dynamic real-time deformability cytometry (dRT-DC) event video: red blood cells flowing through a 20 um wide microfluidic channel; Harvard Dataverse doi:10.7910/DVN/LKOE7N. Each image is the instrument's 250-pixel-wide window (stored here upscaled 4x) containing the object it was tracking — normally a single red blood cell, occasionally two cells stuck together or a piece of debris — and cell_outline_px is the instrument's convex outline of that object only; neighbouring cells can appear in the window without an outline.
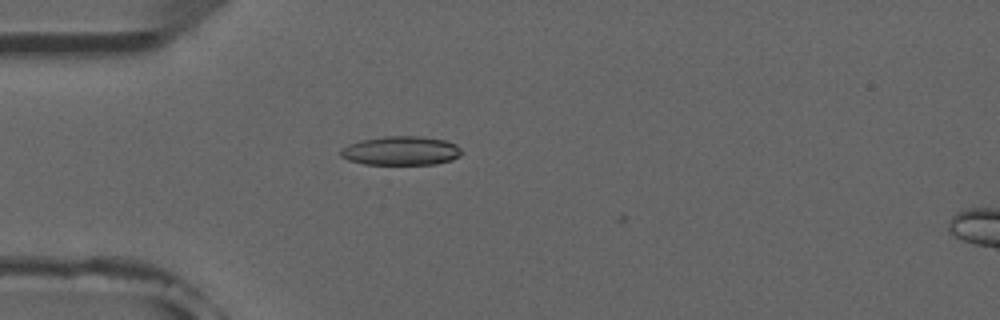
{"species": "common noctule bat (a hibernating species)", "species_latin": "Nyctalus noctula", "temperature_condition": "room temperature", "stored_images_in_passage": 2, "camera_frame_rate_fps": 3000, "um_per_image_px": 0.085, "animal": {"sex": "male", "forearm_length_mm": 52.5}, "frame": {"image": 1, "passage_image": 2, "time_ms": 1.333, "image_size_px": [1000, 320], "cell_outline_px": [[464, 152], [460, 156], [452, 160], [436, 164], [364, 164], [348, 160], [340, 156], [340, 152], [348, 144], [360, 140], [384, 136], [420, 136], [444, 140], [456, 144]], "centroid_in_image_um": [34.11, 12.81], "position_along_channel_um": 50.9, "area_um2": 20.52}}